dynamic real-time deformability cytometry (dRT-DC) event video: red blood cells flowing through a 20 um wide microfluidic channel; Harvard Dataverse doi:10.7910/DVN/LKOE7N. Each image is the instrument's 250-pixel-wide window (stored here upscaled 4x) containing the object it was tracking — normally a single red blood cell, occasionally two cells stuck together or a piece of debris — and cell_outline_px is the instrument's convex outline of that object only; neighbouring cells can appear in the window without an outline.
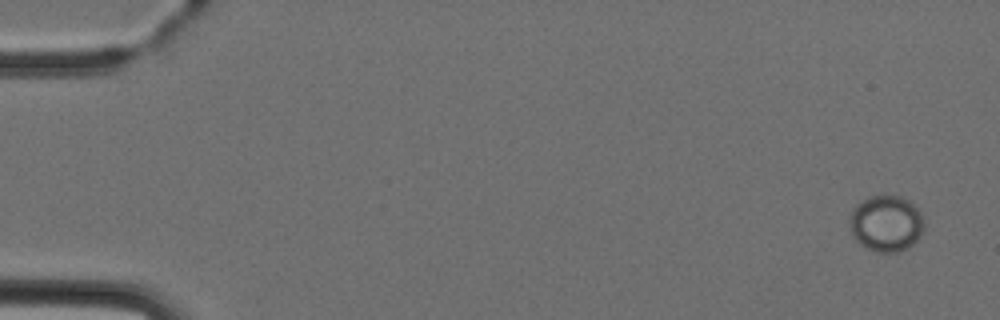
{"species": "Egyptian fruit bat (a non-hibernating species)", "species_latin": "Rousettus aegyptiacus", "temperature_condition": "cold", "stored_images_in_passage": 7, "camera_frame_rate_fps": 3000, "um_per_image_px": 0.085, "animal": {"sex": "female"}, "frame": {"image": 1, "passage_image": 1, "time_ms": 0.0, "image_size_px": [1000, 320], "cell_outline_px": [[924, 228], [916, 240], [908, 248], [896, 252], [876, 252], [860, 244], [852, 236], [852, 212], [856, 204], [868, 196], [900, 196], [908, 200], [920, 212], [924, 220]], "centroid_in_image_um": [75.34, 19.0], "position_along_channel_um": 9.7, "area_um2": 24.04}}
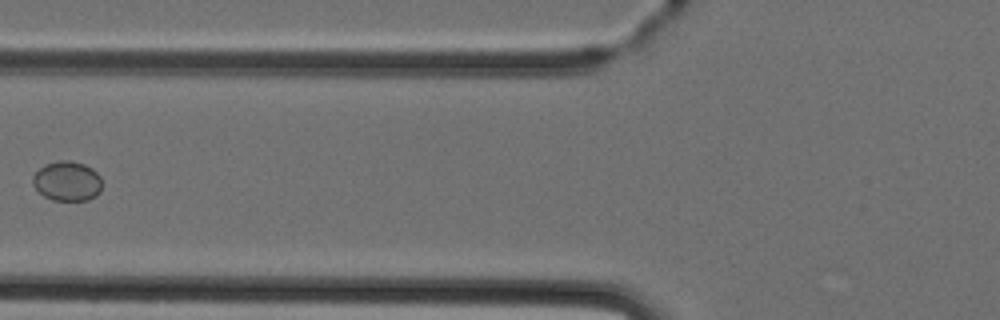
{"frame": {"image": 2, "passage_image": 6, "time_ms": 6.0, "image_size_px": [1000, 320], "cell_outline_px": [[100, 192], [96, 196], [88, 200], [52, 200], [44, 196], [32, 184], [32, 176], [44, 164], [60, 160], [68, 160], [84, 164], [92, 168], [100, 176]], "centroid_in_image_um": [5.7, 15.39], "position_along_channel_um": 120.1, "area_um2": 16.01}}
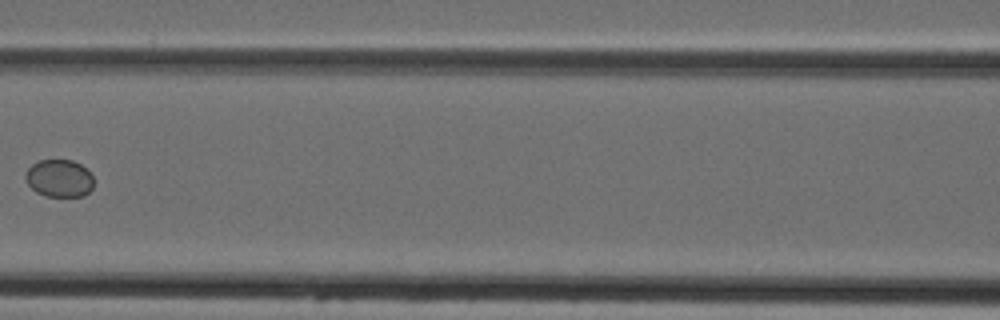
{"frame": {"image": 3, "passage_image": 7, "time_ms": 7.0, "image_size_px": [1000, 320], "cell_outline_px": [[92, 188], [84, 196], [44, 196], [36, 192], [28, 184], [24, 176], [24, 172], [32, 164], [40, 160], [72, 160], [80, 164], [92, 176]], "centroid_in_image_um": [5.0, 15.16], "position_along_channel_um": 161.6, "area_um2": 14.85}}